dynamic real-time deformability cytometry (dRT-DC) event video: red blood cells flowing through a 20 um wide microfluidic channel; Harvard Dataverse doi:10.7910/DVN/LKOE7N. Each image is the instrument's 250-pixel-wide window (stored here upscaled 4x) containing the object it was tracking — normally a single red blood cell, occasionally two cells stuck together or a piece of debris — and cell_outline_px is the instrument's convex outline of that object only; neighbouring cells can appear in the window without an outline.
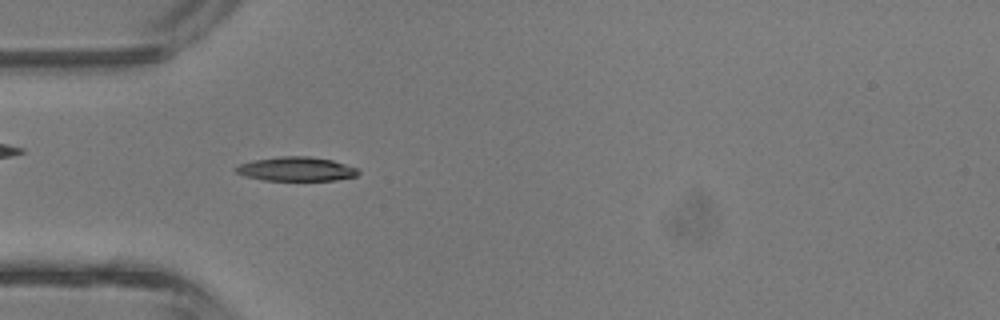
{"species": "common noctule bat (a hibernating species)", "species_latin": "Nyctalus noctula", "temperature_condition": "room temperature", "stored_images_in_passage": 33, "camera_frame_rate_fps": 3000, "um_per_image_px": 0.085, "animal": {"sex": "male", "body_mass_g": 13.3}, "frame": {"image": 1, "passage_image": 5, "time_ms": 1.333, "image_size_px": [1000, 320], "cell_outline_px": [[360, 172], [356, 176], [336, 180], [264, 180], [244, 176], [236, 172], [232, 168], [240, 164], [252, 160], [280, 156], [308, 156], [332, 160], [356, 168]], "centroid_in_image_um": [25.14, 14.36], "position_along_channel_um": 59.9, "area_um2": 17.17}}
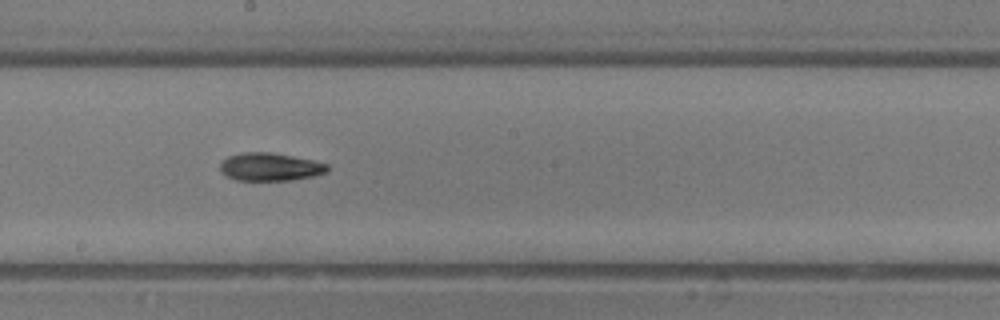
{"frame": {"image": 2, "passage_image": 15, "time_ms": 4.667, "image_size_px": [1000, 320], "cell_outline_px": [[328, 172], [312, 176], [292, 180], [236, 180], [220, 172], [220, 164], [228, 156], [244, 152], [272, 152], [312, 160], [328, 164]], "centroid_in_image_um": [22.96, 14.18], "position_along_channel_um": 225.2, "area_um2": 17.4}}
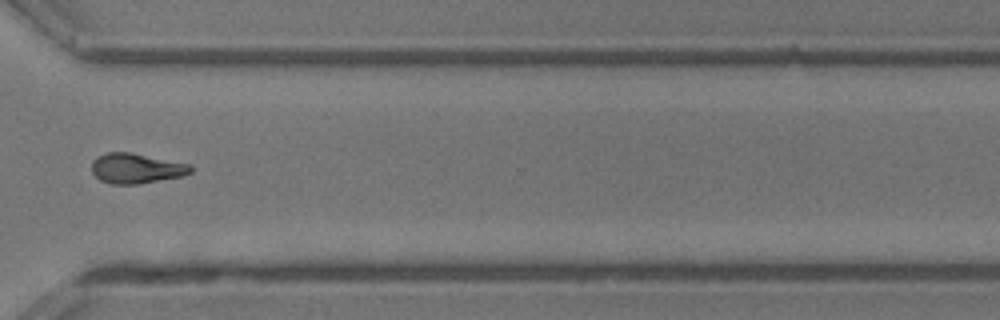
{"frame": {"image": 3, "passage_image": 23, "time_ms": 7.333, "image_size_px": [1000, 320], "cell_outline_px": [[192, 172], [184, 176], [136, 184], [112, 184], [100, 180], [92, 172], [92, 160], [96, 156], [108, 152], [128, 152], [188, 164], [192, 168]], "centroid_in_image_um": [11.54, 14.31], "position_along_channel_um": 359.1, "area_um2": 17.17}}